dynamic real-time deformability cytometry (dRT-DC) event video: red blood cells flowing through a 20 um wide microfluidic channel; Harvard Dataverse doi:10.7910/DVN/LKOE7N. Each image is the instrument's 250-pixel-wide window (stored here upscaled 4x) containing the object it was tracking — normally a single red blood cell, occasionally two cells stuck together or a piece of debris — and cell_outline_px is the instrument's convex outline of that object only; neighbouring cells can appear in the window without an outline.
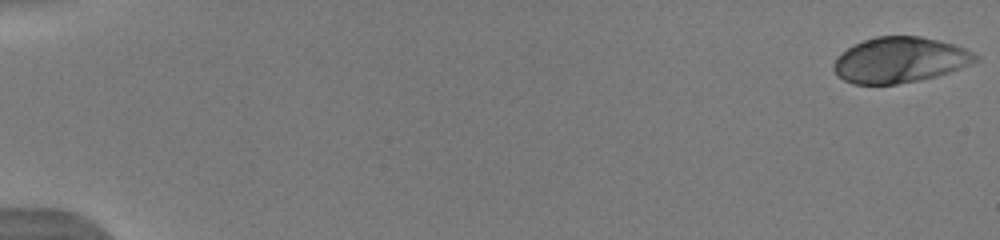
{"species": "human", "species_latin": "Homo sapiens", "temperature_condition": "warm", "stored_images_in_passage": 53, "camera_frame_rate_fps": 3000, "um_per_image_px": 0.085, "donor": {"sex": "male"}, "frame": {"image": 1, "passage_image": 1, "time_ms": 0.0, "image_size_px": [1000, 240], "cell_outline_px": [[980, 60], [972, 64], [936, 76], [920, 80], [896, 84], [852, 84], [844, 80], [832, 68], [832, 64], [848, 48], [864, 40], [876, 36], [920, 36], [940, 40], [964, 48], [980, 56]], "centroid_in_image_um": [76.53, 5.1], "position_along_channel_um": 8.5, "area_um2": 37.45}}
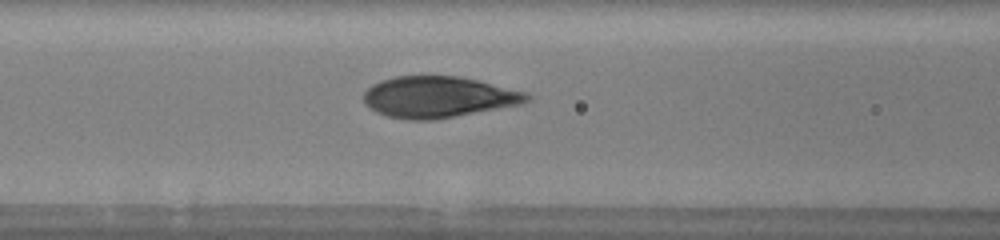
{"frame": {"image": 2, "passage_image": 24, "time_ms": 7.667, "image_size_px": [1000, 240], "cell_outline_px": [[532, 100], [524, 104], [436, 120], [404, 120], [388, 116], [376, 112], [364, 104], [364, 92], [372, 84], [380, 80], [396, 76], [460, 76], [528, 92], [532, 96]], "centroid_in_image_um": [37.3, 8.26], "position_along_channel_um": 129.3, "area_um2": 39.77}}
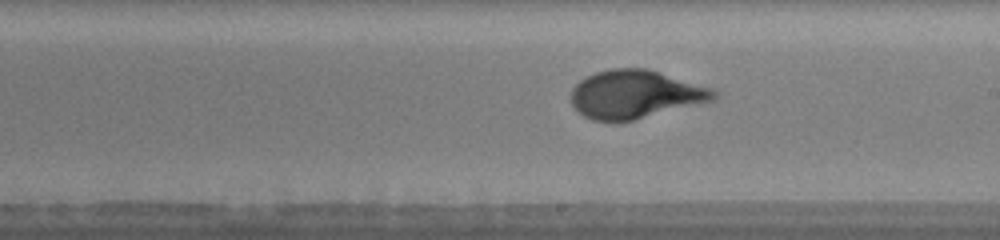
{"frame": {"image": 3, "passage_image": 32, "time_ms": 10.333, "image_size_px": [1000, 240], "cell_outline_px": [[720, 96], [712, 100], [632, 120], [612, 124], [592, 120], [584, 116], [572, 104], [572, 88], [584, 76], [596, 72], [612, 68], [648, 68], [716, 88], [720, 92]], "centroid_in_image_um": [54.02, 8.01], "position_along_channel_um": 235.0, "area_um2": 40.63}, "authors_computed_cell_mechanics": {"area_um2": 39.5352, "velocity_mm_per_s": 3.9605, "shape_relaxation_time_tau1_ms": 3.8342, "shape_relaxation_time_tau2_ms": null, "deformation_change_tau1": 0.1932, "deformation_change_tau2": null}}